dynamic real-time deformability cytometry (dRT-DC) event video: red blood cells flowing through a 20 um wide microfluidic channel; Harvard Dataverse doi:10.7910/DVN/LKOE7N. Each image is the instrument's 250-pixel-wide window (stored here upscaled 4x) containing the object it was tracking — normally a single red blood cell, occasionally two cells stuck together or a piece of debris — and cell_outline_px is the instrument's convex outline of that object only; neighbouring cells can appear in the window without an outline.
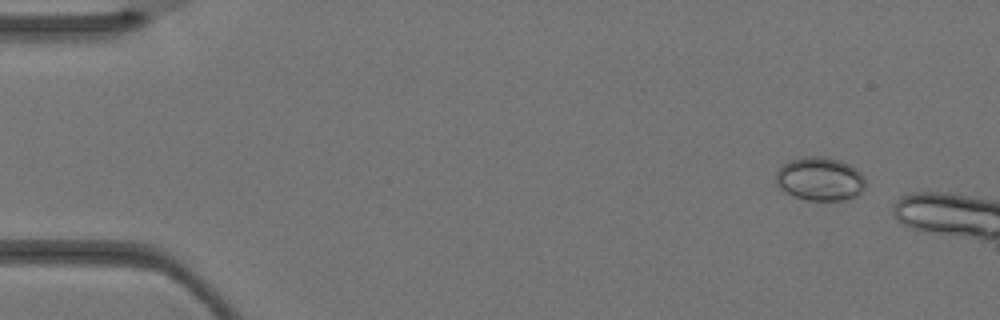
{"species": "Egyptian fruit bat (a non-hibernating species)", "species_latin": "Rousettus aegyptiacus", "temperature_condition": "warm", "stored_images_in_passage": 2, "camera_frame_rate_fps": 3000, "um_per_image_px": 0.085, "animal": {"sex": "female"}, "frame": {"image": 1, "passage_image": 2, "time_ms": 0.333, "image_size_px": [1000, 320], "cell_outline_px": [[864, 188], [856, 196], [844, 200], [808, 200], [792, 196], [780, 188], [776, 184], [776, 172], [788, 160], [804, 156], [824, 156], [840, 160], [856, 168], [864, 176]], "centroid_in_image_um": [69.68, 15.2], "position_along_channel_um": 15.3, "area_um2": 22.83}}